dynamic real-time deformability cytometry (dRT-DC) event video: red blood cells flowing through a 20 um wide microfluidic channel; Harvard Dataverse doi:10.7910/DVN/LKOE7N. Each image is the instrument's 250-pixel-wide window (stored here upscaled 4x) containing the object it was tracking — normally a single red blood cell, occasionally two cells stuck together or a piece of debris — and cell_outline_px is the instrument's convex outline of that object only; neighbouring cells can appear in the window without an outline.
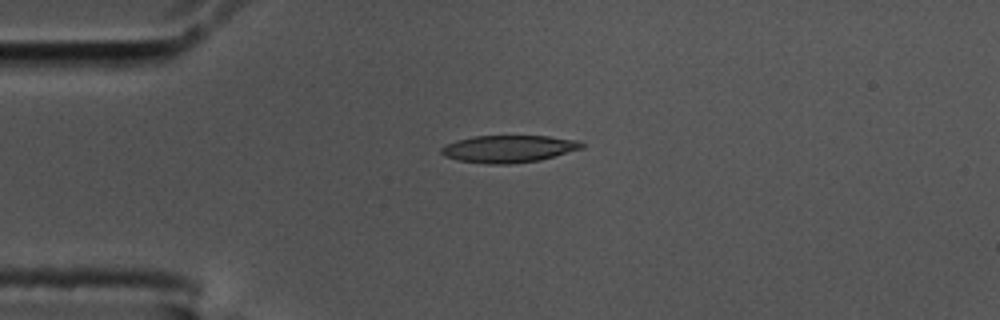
{"species": "common noctule bat (a hibernating species)", "species_latin": "Nyctalus noctula", "temperature_condition": "cold", "stored_images_in_passage": 43, "camera_frame_rate_fps": 3000, "um_per_image_px": 0.085, "animal": {"sex": "male", "body_mass_g": 17.5, "forearm_length_mm": 52.3}, "frame": {"image": 1, "passage_image": 1, "time_ms": 0.0, "image_size_px": [1000, 320], "cell_outline_px": [[584, 148], [540, 160], [508, 164], [488, 164], [456, 160], [444, 156], [440, 152], [440, 148], [456, 140], [472, 136], [548, 136], [580, 140], [584, 144]], "centroid_in_image_um": [43.24, 12.65], "position_along_channel_um": 41.8, "area_um2": 22.43}}
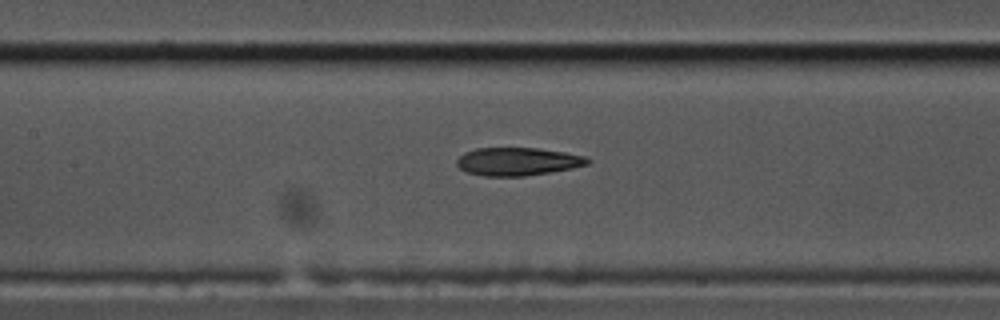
{"frame": {"image": 2, "passage_image": 13, "time_ms": 4.0, "image_size_px": [1000, 320], "cell_outline_px": [[592, 160], [588, 164], [572, 168], [524, 176], [484, 176], [468, 172], [460, 168], [456, 164], [456, 160], [464, 152], [476, 148], [536, 148], [564, 152], [584, 156]], "centroid_in_image_um": [43.98, 13.72], "position_along_channel_um": 163.4, "area_um2": 21.21}}
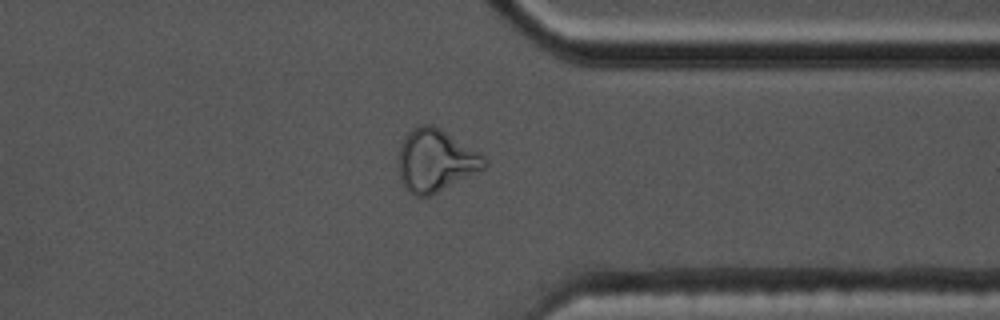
{"frame": {"image": 3, "passage_image": 31, "time_ms": 10.0, "image_size_px": [1000, 320], "cell_outline_px": [[488, 164], [484, 168], [432, 196], [416, 196], [408, 192], [400, 180], [400, 148], [404, 136], [412, 128], [420, 124], [432, 124], [440, 128], [480, 152], [488, 160]], "centroid_in_image_um": [37.04, 13.64], "position_along_channel_um": 374.4, "area_um2": 31.27}, "authors_computed_cell_mechanics": {"area_um2": 22.4264, "velocity_mm_per_s": 3.5843, "shape_relaxation_time_tau1_ms": 8.2308, "shape_relaxation_time_tau2_ms": 2.2476, "deformation_change_tau1": 0.2452, "deformation_change_tau2": 0.109}}